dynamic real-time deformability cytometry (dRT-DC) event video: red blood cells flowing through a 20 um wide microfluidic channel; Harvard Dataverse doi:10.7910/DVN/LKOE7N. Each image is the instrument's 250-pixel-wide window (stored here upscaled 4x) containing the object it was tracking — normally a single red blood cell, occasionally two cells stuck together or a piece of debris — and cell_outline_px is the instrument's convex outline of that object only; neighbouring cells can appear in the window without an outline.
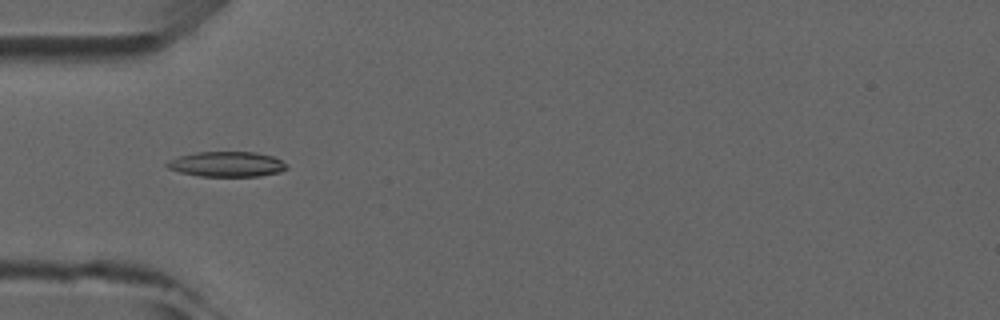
{"species": "common noctule bat (a hibernating species)", "species_latin": "Nyctalus noctula", "temperature_condition": "room temperature", "stored_images_in_passage": 5, "camera_frame_rate_fps": 3000, "um_per_image_px": 0.085, "animal": {"sex": "male", "forearm_length_mm": 52.5}, "frame": {"image": 1, "passage_image": 5, "time_ms": 4.667, "image_size_px": [1000, 320], "cell_outline_px": [[288, 168], [280, 172], [260, 176], [200, 176], [180, 172], [168, 168], [164, 164], [180, 156], [196, 152], [256, 152], [272, 156], [288, 164]], "centroid_in_image_um": [19.32, 13.96], "position_along_channel_um": 65.7, "area_um2": 17.46}}